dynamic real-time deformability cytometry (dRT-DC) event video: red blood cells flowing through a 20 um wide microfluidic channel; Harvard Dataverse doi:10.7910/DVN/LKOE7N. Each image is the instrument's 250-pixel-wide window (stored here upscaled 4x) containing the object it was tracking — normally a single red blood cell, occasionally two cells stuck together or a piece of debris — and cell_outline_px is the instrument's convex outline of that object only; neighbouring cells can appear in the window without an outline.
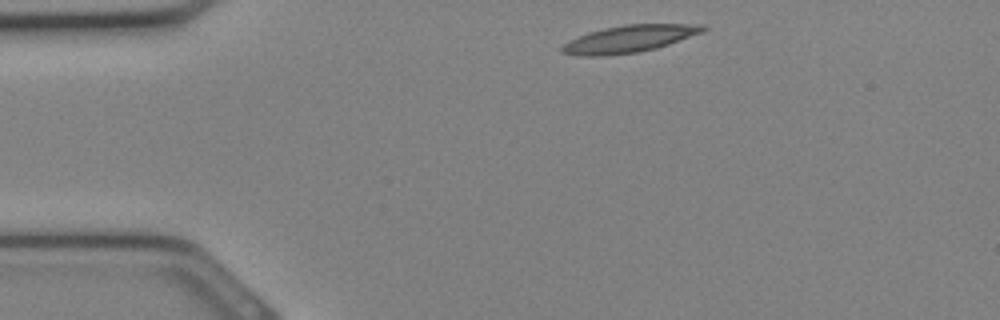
{"species": "Egyptian fruit bat (a non-hibernating species)", "species_latin": "Rousettus aegyptiacus", "temperature_condition": "cold", "stored_images_in_passage": 27, "camera_frame_rate_fps": 3000, "um_per_image_px": 0.085, "animal": {"sex": "female"}, "frame": {"image": 1, "passage_image": 1, "time_ms": 0.0, "image_size_px": [1000, 320], "cell_outline_px": [[708, 28], [704, 32], [656, 48], [640, 52], [608, 56], [580, 56], [560, 52], [560, 48], [564, 44], [588, 32], [604, 28], [624, 24], [704, 24]], "centroid_in_image_um": [53.51, 3.31], "position_along_channel_um": 31.5, "area_um2": 22.37}}
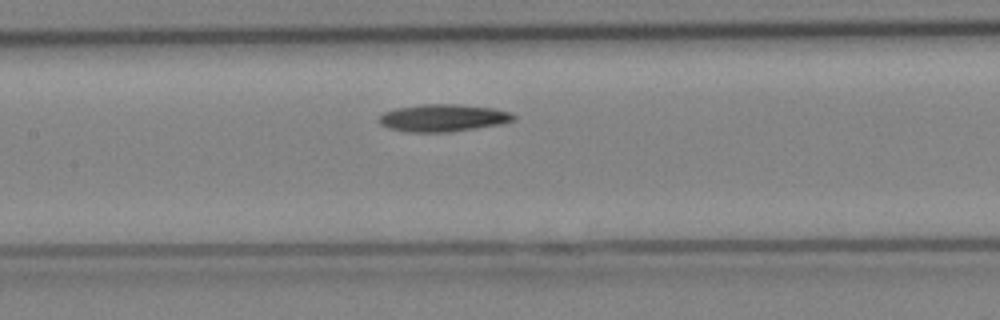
{"frame": {"image": 2, "passage_image": 10, "time_ms": 3.0, "image_size_px": [1000, 320], "cell_outline_px": [[516, 120], [500, 124], [444, 132], [408, 132], [388, 128], [380, 124], [380, 116], [384, 112], [396, 108], [420, 104], [460, 104], [496, 108], [512, 112], [516, 116]], "centroid_in_image_um": [37.69, 10.0], "position_along_channel_um": 169.7, "area_um2": 21.44}}
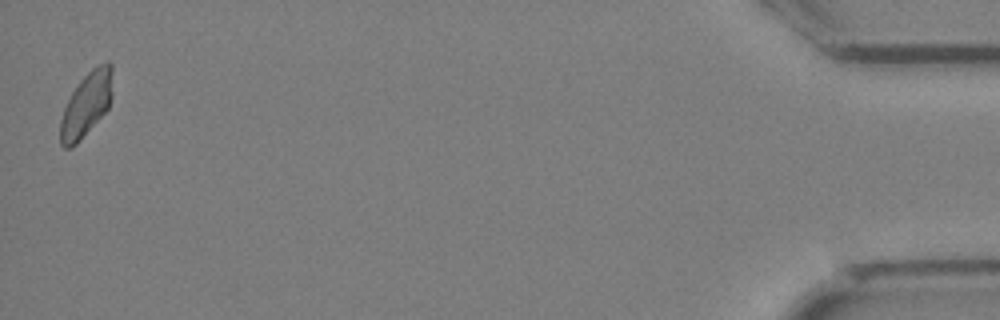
{"frame": {"image": 3, "passage_image": 27, "time_ms": 8.667, "image_size_px": [1000, 320], "cell_outline_px": [[112, 96], [108, 108], [80, 140], [72, 148], [64, 148], [60, 144], [60, 120], [64, 108], [72, 92], [80, 80], [96, 64], [108, 60], [112, 64]], "centroid_in_image_um": [7.35, 8.85], "position_along_channel_um": 427.9, "area_um2": 19.59}}